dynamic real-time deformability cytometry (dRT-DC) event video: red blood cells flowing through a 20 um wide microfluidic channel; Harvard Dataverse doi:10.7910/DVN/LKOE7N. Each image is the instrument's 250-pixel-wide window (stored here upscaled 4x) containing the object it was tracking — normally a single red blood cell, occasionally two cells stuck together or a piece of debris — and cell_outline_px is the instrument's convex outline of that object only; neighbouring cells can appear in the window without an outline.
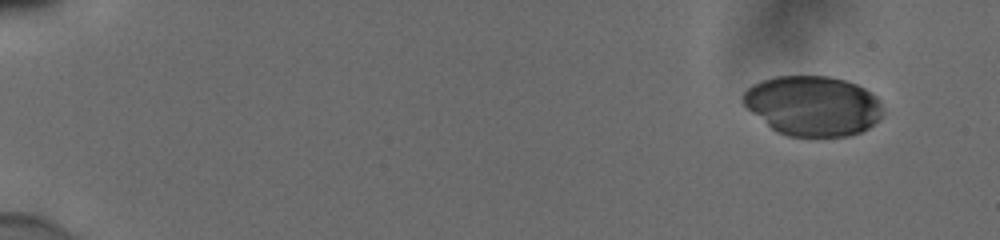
{"species": "human", "species_latin": "Homo sapiens", "temperature_condition": "cold", "stored_images_in_passage": 51, "camera_frame_rate_fps": 3000, "um_per_image_px": 0.085, "donor": {"sex": "male"}, "frame": {"image": 1, "passage_image": 1, "time_ms": 0.0, "image_size_px": [1000, 240], "cell_outline_px": [[884, 112], [868, 128], [860, 132], [848, 136], [788, 136], [776, 132], [748, 108], [744, 104], [744, 92], [752, 84], [776, 76], [828, 76], [844, 80], [856, 84], [864, 88], [876, 96], [880, 100]], "centroid_in_image_um": [69.11, 8.99], "position_along_channel_um": 15.9, "area_um2": 48.44}}
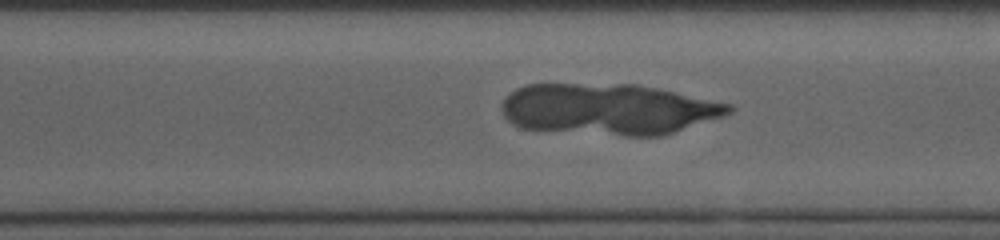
{"frame": {"image": 2, "passage_image": 37, "time_ms": 12.0, "image_size_px": [1000, 240], "cell_outline_px": [[732, 112], [724, 116], [660, 136], [624, 136], [524, 128], [512, 124], [504, 116], [500, 108], [504, 100], [516, 88], [528, 84], [636, 84], [656, 88], [732, 104]], "centroid_in_image_um": [51.71, 9.28], "position_along_channel_um": 318.9, "area_um2": 67.39}}
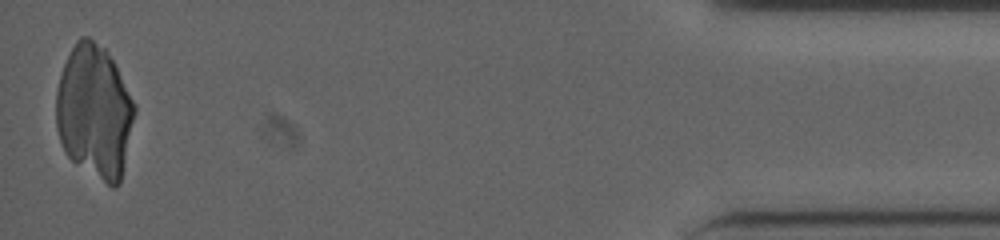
{"frame": {"image": 3, "passage_image": 51, "time_ms": 16.667, "image_size_px": [1000, 240], "cell_outline_px": [[136, 112], [120, 184], [116, 188], [112, 188], [72, 160], [68, 156], [60, 140], [56, 128], [56, 92], [60, 76], [64, 64], [76, 40], [80, 36], [88, 36], [104, 48], [112, 60], [136, 104]], "centroid_in_image_um": [8.04, 9.5], "position_along_channel_um": 427.2, "area_um2": 60.86}}